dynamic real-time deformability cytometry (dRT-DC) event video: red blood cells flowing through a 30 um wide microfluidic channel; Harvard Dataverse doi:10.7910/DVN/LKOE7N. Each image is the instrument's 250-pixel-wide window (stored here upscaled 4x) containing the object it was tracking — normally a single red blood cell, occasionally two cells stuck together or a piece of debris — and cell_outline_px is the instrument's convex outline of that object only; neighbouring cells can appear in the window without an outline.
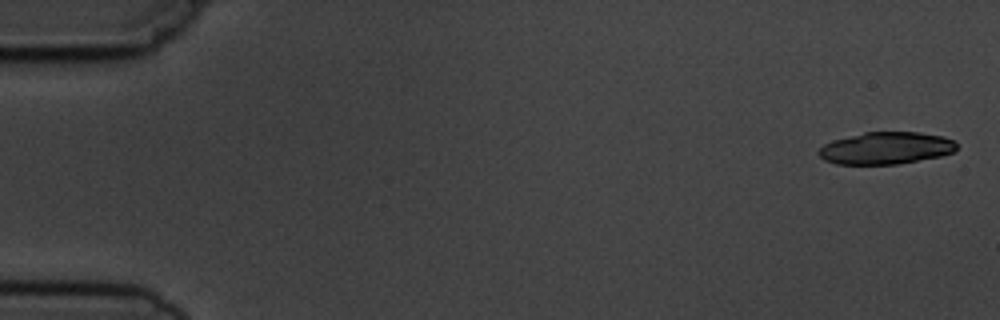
{"species": "common noctule bat (a hibernating species)", "species_latin": "Nyctalus noctula", "temperature_condition": "cold", "stored_images_in_passage": 6, "camera_frame_rate_fps": 3000, "um_per_image_px": 0.085, "animal": {"sex": "male", "body_mass_g": 19.5, "forearm_length_mm": 54.6}, "frame": {"image": 1, "passage_image": 1, "time_ms": 0.0, "image_size_px": [1000, 320], "cell_outline_px": [[956, 148], [952, 152], [940, 156], [896, 164], [836, 164], [824, 160], [816, 152], [824, 144], [832, 140], [864, 132], [920, 132], [944, 136], [956, 140]], "centroid_in_image_um": [75.29, 12.58], "position_along_channel_um": 9.7, "area_um2": 25.89}}